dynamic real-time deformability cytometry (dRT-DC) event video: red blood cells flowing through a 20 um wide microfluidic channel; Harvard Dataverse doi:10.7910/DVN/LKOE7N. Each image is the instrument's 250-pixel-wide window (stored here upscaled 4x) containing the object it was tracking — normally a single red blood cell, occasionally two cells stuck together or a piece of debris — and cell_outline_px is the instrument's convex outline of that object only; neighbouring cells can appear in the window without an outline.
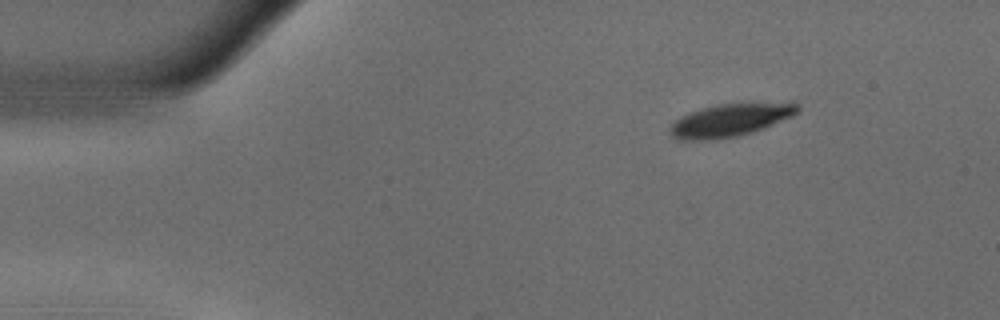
{"species": "common noctule bat (a hibernating species)", "species_latin": "Nyctalus noctula", "temperature_condition": "warm", "stored_images_in_passage": 48, "camera_frame_rate_fps": 3000, "um_per_image_px": 0.085, "animal": {"sex": "male", "body_mass_g": 18.8}, "frame": {"image": 1, "passage_image": 1, "time_ms": 0.0, "image_size_px": [1000, 320], "cell_outline_px": [[800, 108], [792, 116], [752, 132], [736, 136], [712, 140], [676, 140], [668, 132], [668, 128], [680, 116], [688, 112], [700, 108], [716, 104], [792, 100], [800, 104]], "centroid_in_image_um": [62.09, 10.17], "position_along_channel_um": 22.9, "area_um2": 25.14}}
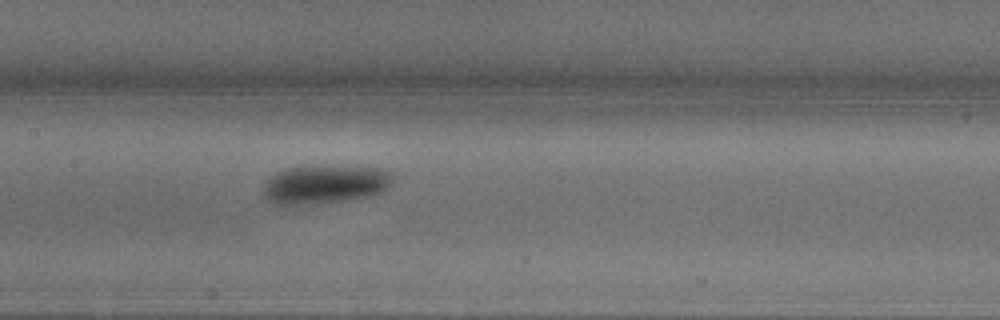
{"frame": {"image": 2, "passage_image": 20, "time_ms": 6.333, "image_size_px": [1000, 320], "cell_outline_px": [[392, 176], [388, 188], [380, 192], [368, 196], [344, 200], [316, 204], [276, 204], [268, 200], [264, 192], [264, 184], [276, 172], [300, 164], [312, 164], [380, 168], [392, 172]], "centroid_in_image_um": [27.61, 15.62], "position_along_channel_um": 179.8, "area_um2": 29.48}}
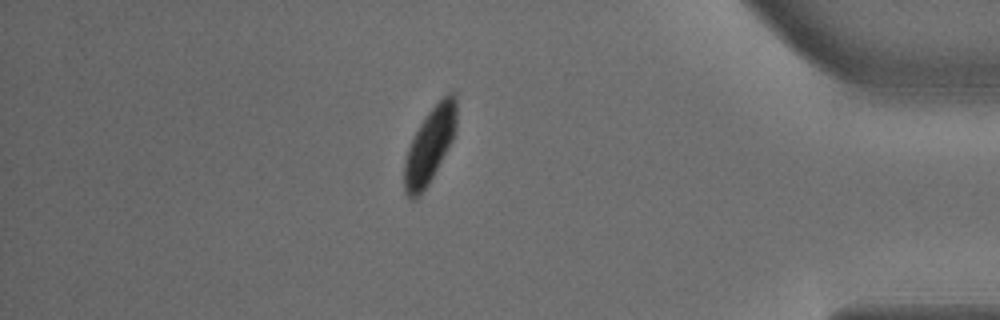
{"frame": {"image": 3, "passage_image": 41, "time_ms": 13.333, "image_size_px": [1000, 320], "cell_outline_px": [[456, 132], [452, 140], [428, 184], [420, 196], [416, 200], [408, 200], [404, 192], [404, 160], [408, 148], [420, 124], [428, 112], [448, 92], [456, 92]], "centroid_in_image_um": [36.51, 12.4], "position_along_channel_um": 398.7, "area_um2": 22.83}, "authors_computed_cell_mechanics": {"area_um2": 27.4839, "velocity_mm_per_s": 3.6423, "shape_relaxation_time_tau1_ms": 2.6089, "shape_relaxation_time_tau2_ms": null, "deformation_change_tau1": 0.1399, "deformation_change_tau2": null}}